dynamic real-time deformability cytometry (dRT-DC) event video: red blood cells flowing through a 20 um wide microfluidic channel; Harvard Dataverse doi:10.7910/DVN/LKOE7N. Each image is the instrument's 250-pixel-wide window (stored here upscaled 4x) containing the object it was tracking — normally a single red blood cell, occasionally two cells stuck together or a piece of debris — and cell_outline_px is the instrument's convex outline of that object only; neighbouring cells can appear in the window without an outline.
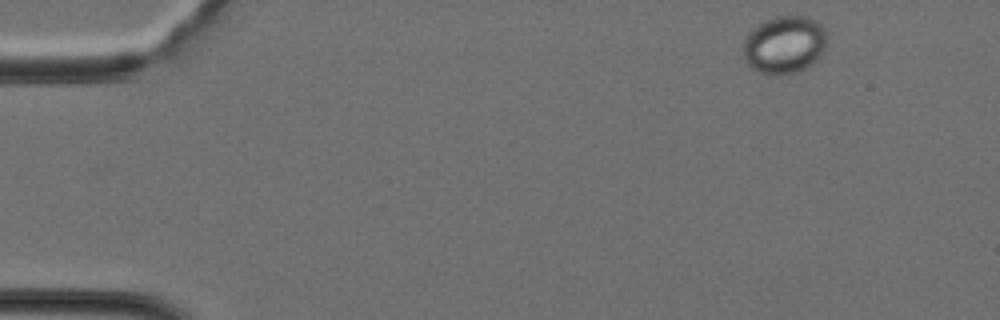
{"species": "Egyptian fruit bat (a non-hibernating species)", "species_latin": "Rousettus aegyptiacus", "temperature_condition": "cold", "stored_images_in_passage": 38, "camera_frame_rate_fps": 3000, "um_per_image_px": 0.085, "animal": {"sex": "female"}, "frame": {"image": 1, "passage_image": 1, "time_ms": 0.0, "image_size_px": [1000, 320], "cell_outline_px": [[828, 36], [824, 48], [820, 56], [808, 68], [800, 72], [772, 76], [756, 72], [744, 60], [744, 40], [752, 28], [764, 20], [776, 16], [808, 16], [816, 20], [824, 28]], "centroid_in_image_um": [66.68, 3.82], "position_along_channel_um": 18.3, "area_um2": 28.73}}
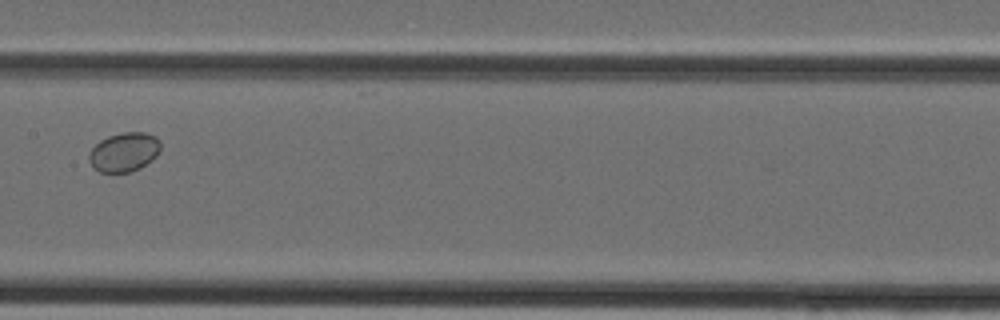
{"frame": {"image": 2, "passage_image": 18, "time_ms": 5.667, "image_size_px": [1000, 320], "cell_outline_px": [[160, 152], [152, 160], [140, 168], [132, 172], [100, 172], [92, 168], [88, 160], [88, 152], [100, 140], [108, 136], [120, 132], [144, 132], [156, 136], [160, 144]], "centroid_in_image_um": [10.53, 12.93], "position_along_channel_um": 196.9, "area_um2": 16.59}}
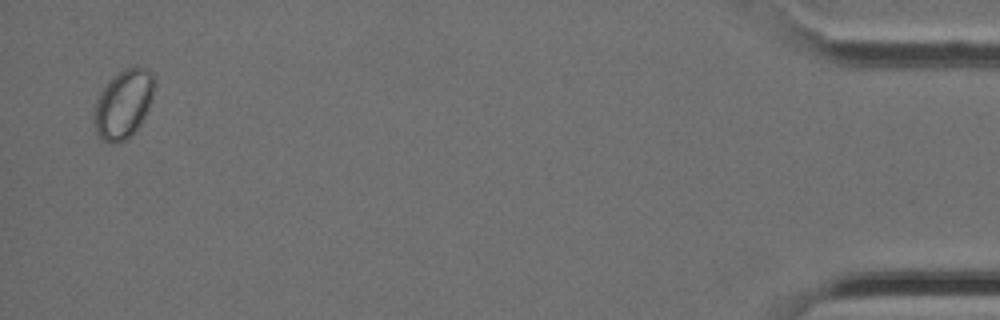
{"frame": {"image": 3, "passage_image": 37, "time_ms": 12.0, "image_size_px": [1000, 320], "cell_outline_px": [[156, 88], [152, 100], [140, 124], [132, 136], [116, 144], [112, 144], [96, 136], [92, 120], [92, 116], [96, 100], [100, 92], [108, 80], [112, 76], [124, 68], [144, 68], [152, 72], [156, 80]], "centroid_in_image_um": [10.47, 8.86], "position_along_channel_um": 424.7, "area_um2": 24.74}}